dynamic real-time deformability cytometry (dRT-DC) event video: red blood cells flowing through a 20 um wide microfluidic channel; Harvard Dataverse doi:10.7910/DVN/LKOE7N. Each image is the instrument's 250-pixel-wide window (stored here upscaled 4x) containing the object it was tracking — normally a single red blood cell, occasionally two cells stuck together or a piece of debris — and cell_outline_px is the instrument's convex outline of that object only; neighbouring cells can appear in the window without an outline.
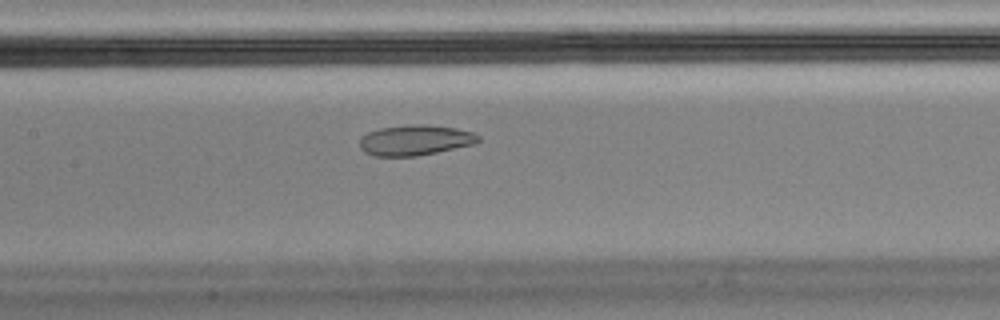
{"species": "Egyptian fruit bat (a non-hibernating species)", "species_latin": "Rousettus aegyptiacus", "temperature_condition": "cold", "stored_images_in_passage": 45, "camera_frame_rate_fps": 3000, "um_per_image_px": 0.085, "animal": {"sex": "male"}, "frame": {"image": 1, "passage_image": 14, "time_ms": 4.333, "image_size_px": [1000, 320], "cell_outline_px": [[480, 140], [476, 144], [416, 156], [376, 156], [364, 152], [360, 148], [360, 136], [368, 132], [380, 128], [408, 124], [428, 124], [456, 128], [472, 132], [480, 136]], "centroid_in_image_um": [35.29, 11.9], "position_along_channel_um": 172.1, "area_um2": 21.21}}
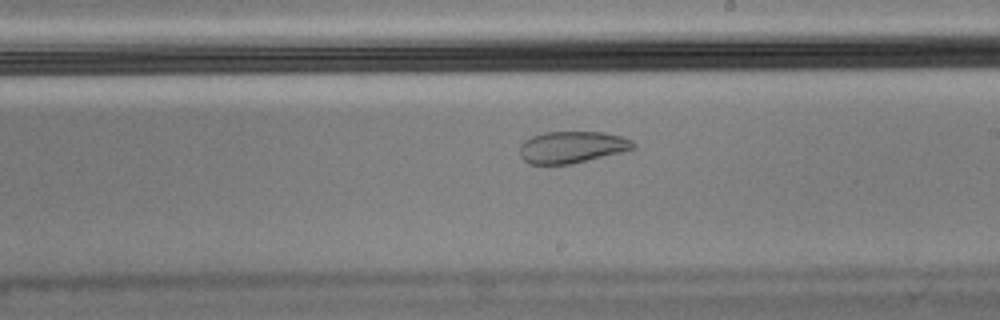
{"frame": {"image": 2, "passage_image": 20, "time_ms": 6.333, "image_size_px": [1000, 320], "cell_outline_px": [[636, 148], [572, 164], [528, 164], [520, 156], [520, 144], [524, 140], [532, 136], [544, 132], [604, 132], [620, 136], [632, 140], [636, 144]], "centroid_in_image_um": [48.6, 12.5], "position_along_channel_um": 240.4, "area_um2": 21.04}, "authors_computed_cell_mechanics": {"area_um2": 24.1026, "velocity_mm_per_s": 3.4303, "shape_relaxation_time_tau1_ms": null, "shape_relaxation_time_tau2_ms": 1.5387, "deformation_change_tau1": null, "deformation_change_tau2": 0.0587}}